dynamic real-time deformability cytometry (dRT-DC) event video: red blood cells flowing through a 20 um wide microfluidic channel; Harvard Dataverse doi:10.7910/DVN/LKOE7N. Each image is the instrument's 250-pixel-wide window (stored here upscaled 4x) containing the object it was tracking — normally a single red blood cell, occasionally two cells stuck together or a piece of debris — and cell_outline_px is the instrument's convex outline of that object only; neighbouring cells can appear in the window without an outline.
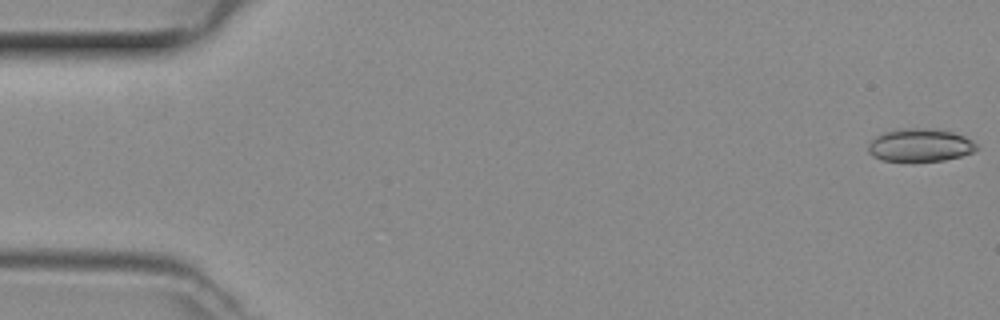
{"species": "common noctule bat (a hibernating species)", "species_latin": "Nyctalus noctula", "temperature_condition": "room temperature", "stored_images_in_passage": 45, "camera_frame_rate_fps": 3000, "um_per_image_px": 0.085, "animal": {"sex": "female", "body_mass_g": 29.2, "forearm_length_mm": 56.3}, "frame": {"image": 1, "passage_image": 1, "time_ms": 0.0, "image_size_px": [1000, 320], "cell_outline_px": [[980, 148], [972, 152], [960, 156], [944, 160], [912, 164], [880, 160], [872, 156], [868, 152], [868, 144], [876, 136], [884, 132], [900, 128], [928, 128], [952, 132], [964, 136], [972, 140]], "centroid_in_image_um": [78.17, 12.38], "position_along_channel_um": 6.8, "area_um2": 21.56}}
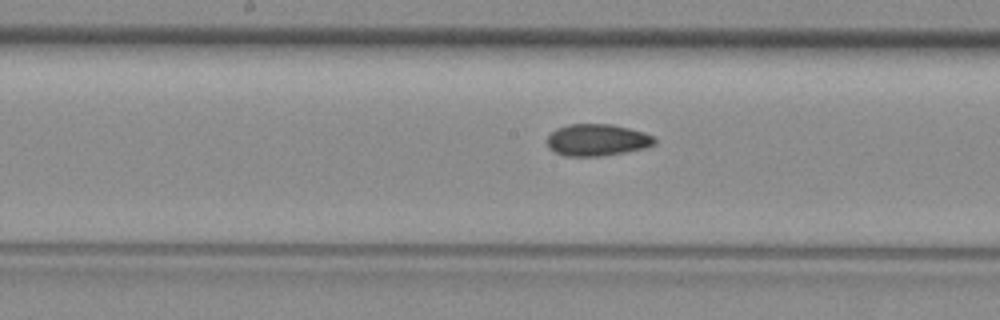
{"frame": {"image": 2, "passage_image": 25, "time_ms": 8.0, "image_size_px": [1000, 320], "cell_outline_px": [[656, 144], [644, 148], [624, 152], [600, 156], [564, 156], [548, 148], [548, 136], [556, 128], [568, 124], [612, 124], [644, 132], [652, 136], [656, 140]], "centroid_in_image_um": [50.75, 11.89], "position_along_channel_um": 197.5, "area_um2": 19.88}}
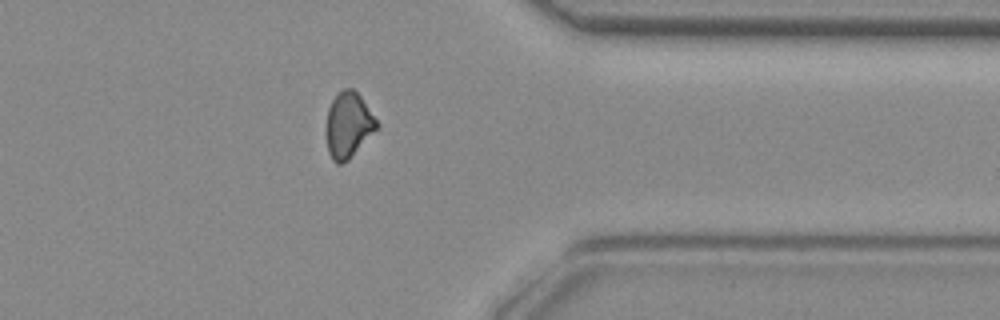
{"frame": {"image": 3, "passage_image": 39, "time_ms": 12.667, "image_size_px": [1000, 320], "cell_outline_px": [[380, 124], [348, 160], [340, 164], [336, 164], [332, 160], [328, 152], [324, 132], [324, 128], [328, 108], [332, 100], [344, 88], [352, 88], [360, 96]], "centroid_in_image_um": [29.55, 10.64], "position_along_channel_um": 381.8, "area_um2": 19.36}}